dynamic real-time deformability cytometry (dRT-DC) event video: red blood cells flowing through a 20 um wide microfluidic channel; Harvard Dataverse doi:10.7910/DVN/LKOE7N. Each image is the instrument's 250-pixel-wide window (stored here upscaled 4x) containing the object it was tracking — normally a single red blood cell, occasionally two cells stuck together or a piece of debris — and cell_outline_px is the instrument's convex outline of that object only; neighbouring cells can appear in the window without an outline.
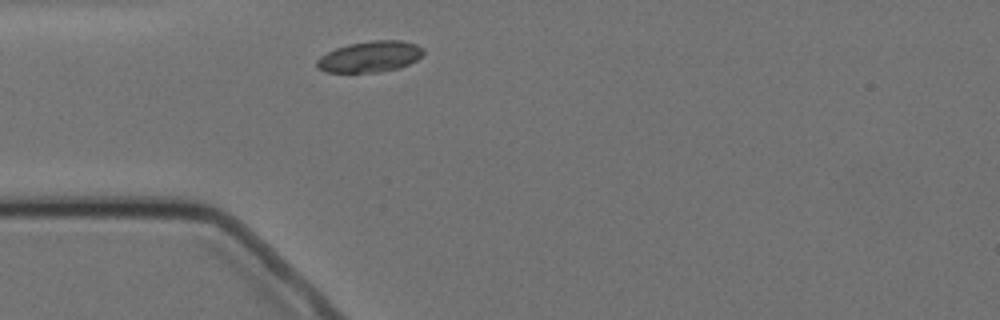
{"species": "Egyptian fruit bat (a non-hibernating species)", "species_latin": "Rousettus aegyptiacus", "temperature_condition": "cold", "stored_images_in_passage": 1, "camera_frame_rate_fps": 3000, "um_per_image_px": 0.085, "animal": {"sex": "female"}, "frame": {"image": 1, "passage_image": 1, "time_ms": 0.0, "image_size_px": [1000, 320], "cell_outline_px": [[424, 52], [416, 60], [408, 64], [396, 68], [376, 72], [324, 72], [316, 68], [316, 60], [320, 56], [336, 48], [348, 44], [372, 40], [400, 40], [416, 44], [424, 48]], "centroid_in_image_um": [31.41, 4.81], "position_along_channel_um": 53.6, "area_um2": 19.19}}